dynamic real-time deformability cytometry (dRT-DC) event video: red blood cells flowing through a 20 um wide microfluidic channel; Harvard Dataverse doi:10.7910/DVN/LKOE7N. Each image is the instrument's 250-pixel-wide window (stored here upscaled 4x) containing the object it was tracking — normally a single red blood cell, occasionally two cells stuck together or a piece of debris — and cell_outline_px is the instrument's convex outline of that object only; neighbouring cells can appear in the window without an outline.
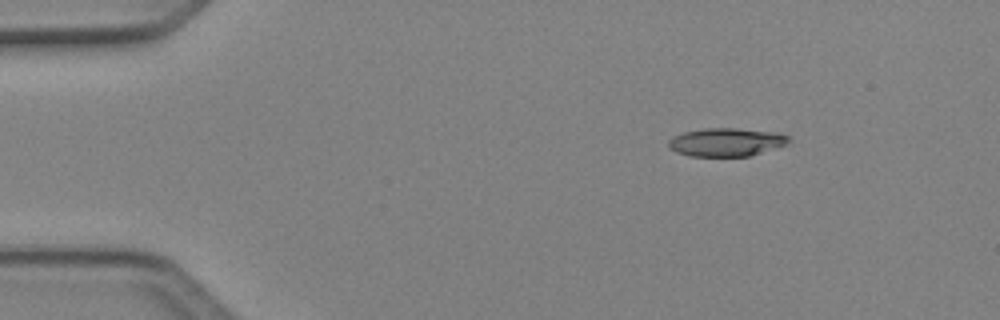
{"species": "Egyptian fruit bat (a non-hibernating species)", "species_latin": "Rousettus aegyptiacus", "temperature_condition": "cold", "stored_images_in_passage": 4, "camera_frame_rate_fps": 3000, "um_per_image_px": 0.085, "animal": {"sex": "female"}, "frame": {"image": 1, "passage_image": 2, "time_ms": 0.333, "image_size_px": [1000, 320], "cell_outline_px": [[788, 140], [784, 144], [748, 156], [688, 156], [676, 152], [668, 148], [668, 140], [672, 136], [684, 132], [704, 128], [736, 128], [776, 132], [788, 136]], "centroid_in_image_um": [61.62, 12.07], "position_along_channel_um": 23.4, "area_um2": 19.59}}
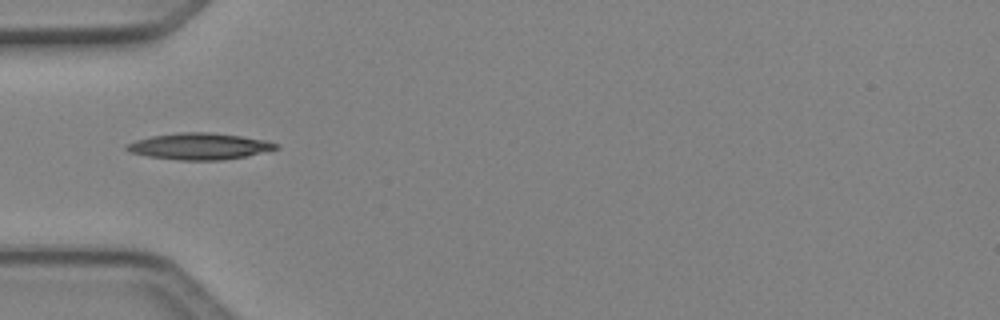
{"frame": {"image": 2, "passage_image": 4, "time_ms": 1.0, "image_size_px": [1000, 320], "cell_outline_px": [[280, 148], [244, 156], [220, 160], [180, 160], [148, 156], [128, 152], [124, 148], [124, 144], [136, 140], [152, 136], [180, 132], [212, 132], [240, 136], [264, 140], [280, 144]], "centroid_in_image_um": [16.91, 12.43], "position_along_channel_um": 68.1, "area_um2": 22.95}}